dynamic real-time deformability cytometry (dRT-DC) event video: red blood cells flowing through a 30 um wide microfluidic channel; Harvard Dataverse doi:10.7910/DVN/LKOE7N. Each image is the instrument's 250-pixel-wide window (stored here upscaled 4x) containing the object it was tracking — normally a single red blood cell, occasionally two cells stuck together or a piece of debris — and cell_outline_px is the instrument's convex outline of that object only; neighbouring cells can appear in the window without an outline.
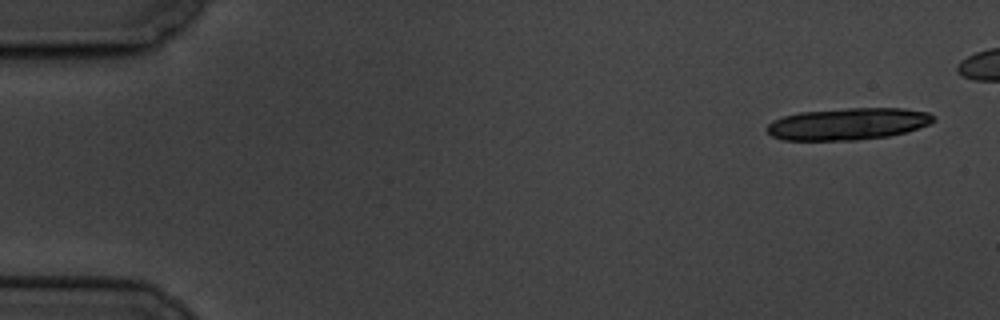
{"species": "common noctule bat (a hibernating species)", "species_latin": "Nyctalus noctula", "temperature_condition": "cold", "stored_images_in_passage": 11, "segment_of_instrument_passage": [1, 2], "camera_frame_rate_fps": 3000, "um_per_image_px": 0.085, "animal": {"sex": "male", "body_mass_g": 19.5, "forearm_length_mm": 54.6}, "frame": {"image": 1, "passage_image": 1, "time_ms": 0.0, "image_size_px": [1000, 320], "cell_outline_px": [[936, 120], [928, 124], [904, 132], [888, 136], [856, 140], [784, 140], [772, 136], [768, 132], [768, 124], [772, 120], [784, 116], [800, 112], [848, 108], [904, 108], [928, 112], [936, 116]], "centroid_in_image_um": [72.09, 10.52], "position_along_channel_um": 12.9, "area_um2": 30.87}}
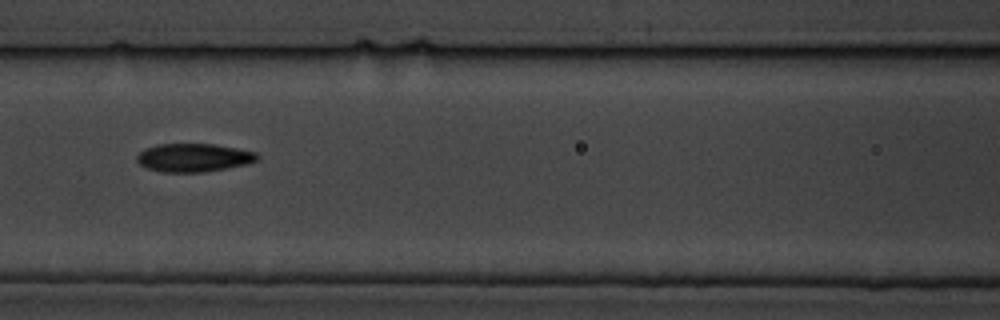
{"frame": {"image": 2, "passage_image": 8, "time_ms": 8.0, "image_size_px": [1000, 320], "cell_outline_px": [[260, 160], [248, 164], [228, 168], [204, 172], [164, 172], [148, 168], [140, 164], [136, 160], [136, 156], [144, 148], [156, 144], [212, 144], [236, 148], [256, 152], [260, 156]], "centroid_in_image_um": [16.49, 13.4], "position_along_channel_um": 150.1, "area_um2": 20.0}}
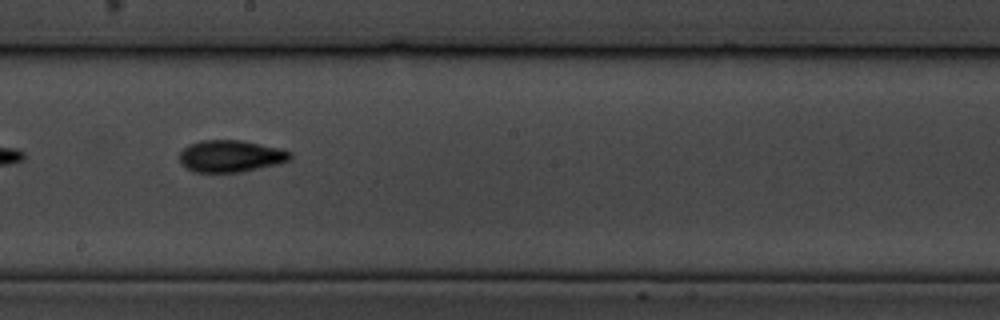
{"frame": {"image": 3, "passage_image": 10, "time_ms": 10.333, "image_size_px": [1000, 320], "cell_outline_px": [[292, 160], [276, 164], [240, 172], [192, 172], [180, 164], [180, 152], [188, 144], [200, 140], [240, 140], [284, 148], [292, 152]], "centroid_in_image_um": [19.62, 13.26], "position_along_channel_um": 228.6, "area_um2": 20.87}}